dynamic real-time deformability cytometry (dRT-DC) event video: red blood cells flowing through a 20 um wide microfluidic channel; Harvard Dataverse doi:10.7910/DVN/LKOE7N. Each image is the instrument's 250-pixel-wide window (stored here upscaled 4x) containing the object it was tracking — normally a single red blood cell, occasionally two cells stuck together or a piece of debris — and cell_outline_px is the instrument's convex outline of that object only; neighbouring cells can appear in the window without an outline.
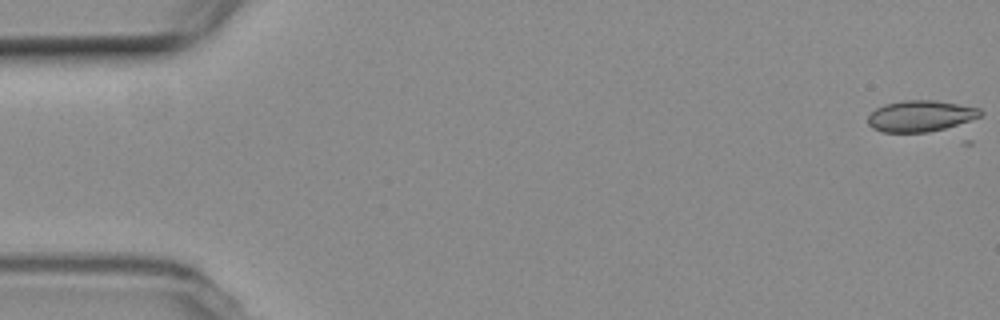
{"species": "common noctule bat (a hibernating species)", "species_latin": "Nyctalus noctula", "temperature_condition": "room temperature", "stored_images_in_passage": 5, "camera_frame_rate_fps": 3000, "um_per_image_px": 0.085, "animal": {"sex": "female", "body_mass_g": 19.3, "forearm_length_mm": 54.1}, "frame": {"image": 1, "passage_image": 1, "time_ms": 0.0, "image_size_px": [1000, 320], "cell_outline_px": [[984, 112], [980, 116], [944, 128], [928, 132], [880, 132], [872, 128], [868, 124], [868, 116], [876, 108], [884, 104], [904, 100], [936, 100], [980, 108]], "centroid_in_image_um": [78.2, 9.85], "position_along_channel_um": 6.8, "area_um2": 20.29}}